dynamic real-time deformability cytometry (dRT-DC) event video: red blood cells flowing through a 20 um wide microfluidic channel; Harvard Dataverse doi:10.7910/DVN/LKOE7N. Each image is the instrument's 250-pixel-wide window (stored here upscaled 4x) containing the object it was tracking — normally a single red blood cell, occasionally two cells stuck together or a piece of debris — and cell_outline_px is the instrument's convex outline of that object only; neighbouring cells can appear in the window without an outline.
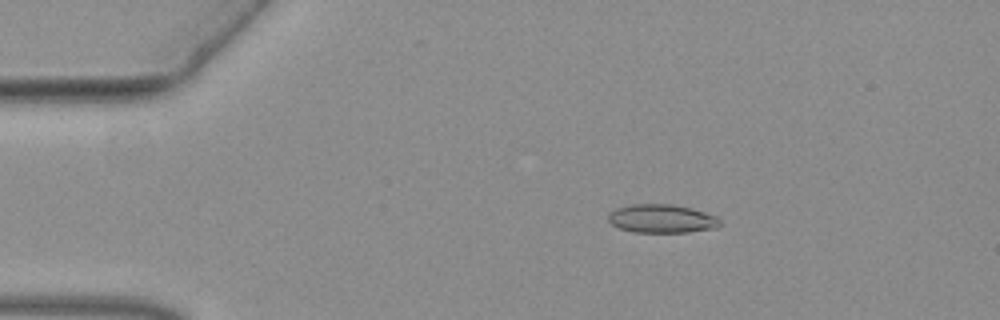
{"species": "common noctule bat (a hibernating species)", "species_latin": "Nyctalus noctula", "temperature_condition": "warm", "stored_images_in_passage": 48, "camera_frame_rate_fps": 3000, "um_per_image_px": 0.085, "animal": {"sex": "female", "body_mass_g": 19.3, "forearm_length_mm": 54.1}, "frame": {"image": 1, "passage_image": 4, "time_ms": 1.0, "image_size_px": [1000, 320], "cell_outline_px": [[724, 224], [716, 228], [688, 232], [636, 232], [620, 228], [612, 224], [608, 220], [608, 216], [616, 208], [632, 204], [672, 204], [692, 208], [716, 216]], "centroid_in_image_um": [56.3, 18.58], "position_along_channel_um": 28.7, "area_um2": 18.55}}
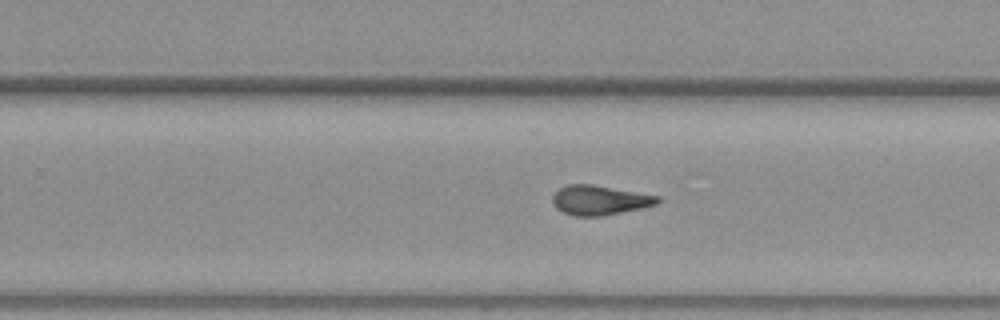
{"frame": {"image": 2, "passage_image": 28, "time_ms": 9.0, "image_size_px": [1000, 320], "cell_outline_px": [[660, 200], [656, 204], [644, 208], [600, 216], [576, 216], [564, 212], [556, 208], [552, 204], [552, 196], [560, 188], [568, 184], [592, 184], [660, 196]], "centroid_in_image_um": [50.97, 17.01], "position_along_channel_um": 278.8, "area_um2": 18.09}}
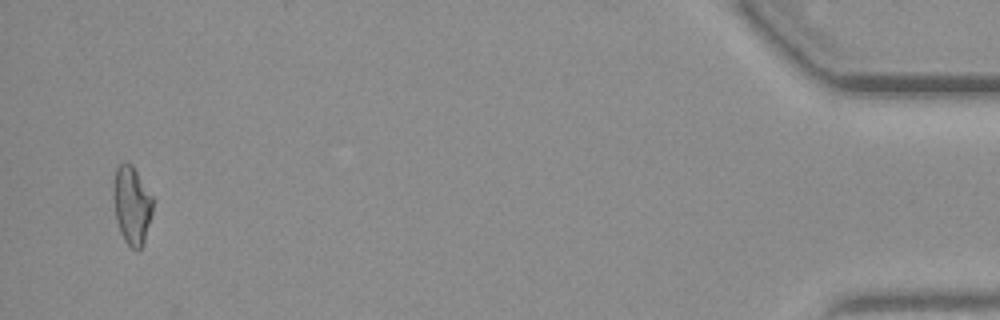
{"frame": {"image": 3, "passage_image": 46, "time_ms": 15.0, "image_size_px": [1000, 320], "cell_outline_px": [[152, 212], [144, 244], [136, 252], [124, 240], [120, 232], [116, 220], [112, 196], [112, 188], [116, 168], [124, 160], [132, 164], [152, 196]], "centroid_in_image_um": [11.18, 17.43], "position_along_channel_um": 424.0, "area_um2": 18.21}}